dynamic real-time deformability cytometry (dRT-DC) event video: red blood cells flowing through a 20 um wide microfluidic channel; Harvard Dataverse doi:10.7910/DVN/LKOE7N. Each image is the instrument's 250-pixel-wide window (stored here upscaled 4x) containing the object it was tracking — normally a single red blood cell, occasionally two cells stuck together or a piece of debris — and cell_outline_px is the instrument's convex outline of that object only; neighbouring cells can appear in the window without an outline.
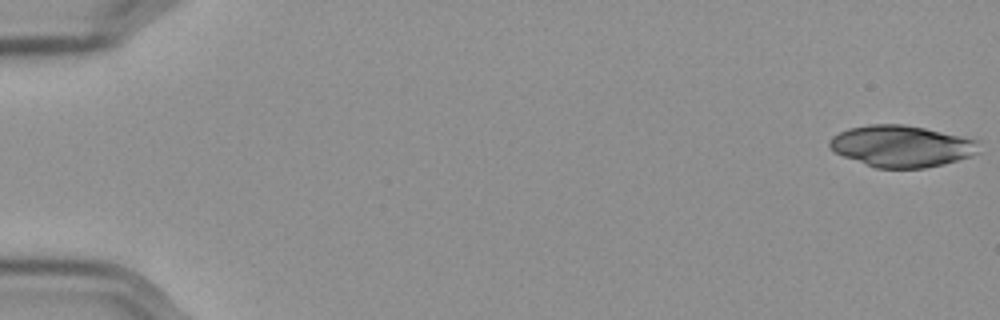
{"species": "Egyptian fruit bat (a non-hibernating species)", "species_latin": "Rousettus aegyptiacus", "temperature_condition": "cold", "stored_images_in_passage": 44, "camera_frame_rate_fps": 3000, "um_per_image_px": 0.085, "frame": {"image": 1, "passage_image": 1, "time_ms": 0.0, "image_size_px": [1000, 320], "cell_outline_px": [[980, 152], [972, 156], [944, 164], [924, 168], [876, 168], [844, 156], [836, 152], [828, 144], [828, 140], [832, 136], [848, 128], [868, 124], [904, 124], [964, 136], [980, 140]], "centroid_in_image_um": [76.69, 12.41], "position_along_channel_um": 8.3, "area_um2": 36.41}}
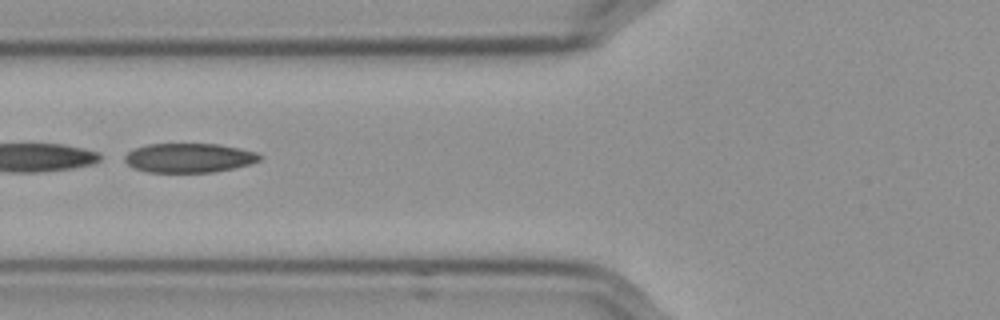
{"frame": {"image": 2, "passage_image": 23, "time_ms": 7.333, "image_size_px": [1000, 320], "cell_outline_px": [[264, 156], [260, 160], [248, 164], [232, 168], [212, 172], [148, 172], [132, 168], [124, 160], [124, 156], [132, 148], [148, 144], [220, 144], [240, 148], [256, 152]], "centroid_in_image_um": [16.04, 13.41], "position_along_channel_um": 109.8, "area_um2": 23.12}}